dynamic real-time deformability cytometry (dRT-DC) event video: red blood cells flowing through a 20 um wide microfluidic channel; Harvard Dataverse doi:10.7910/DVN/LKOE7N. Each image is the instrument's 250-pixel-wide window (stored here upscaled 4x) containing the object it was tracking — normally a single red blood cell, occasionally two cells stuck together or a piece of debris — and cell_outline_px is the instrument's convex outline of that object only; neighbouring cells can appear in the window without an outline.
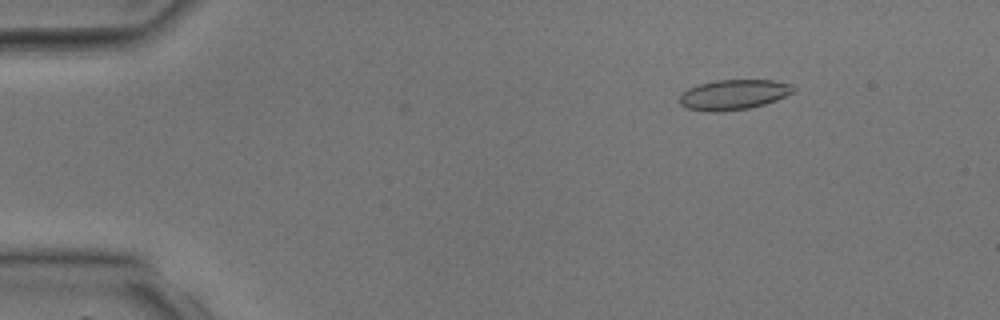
{"species": "common noctule bat (a hibernating species)", "species_latin": "Nyctalus noctula", "temperature_condition": "room temperature", "stored_images_in_passage": 40, "camera_frame_rate_fps": 3000, "um_per_image_px": 0.085, "animal": {"sex": "male", "body_mass_g": 17.9, "forearm_length_mm": 54.2}, "frame": {"image": 1, "passage_image": 6, "time_ms": 1.667, "image_size_px": [1000, 320], "cell_outline_px": [[796, 88], [792, 92], [776, 100], [764, 104], [748, 108], [716, 112], [708, 112], [684, 108], [680, 104], [680, 96], [688, 88], [700, 84], [716, 80], [772, 80], [792, 84]], "centroid_in_image_um": [62.34, 8.05], "position_along_channel_um": 22.7, "area_um2": 19.88}}
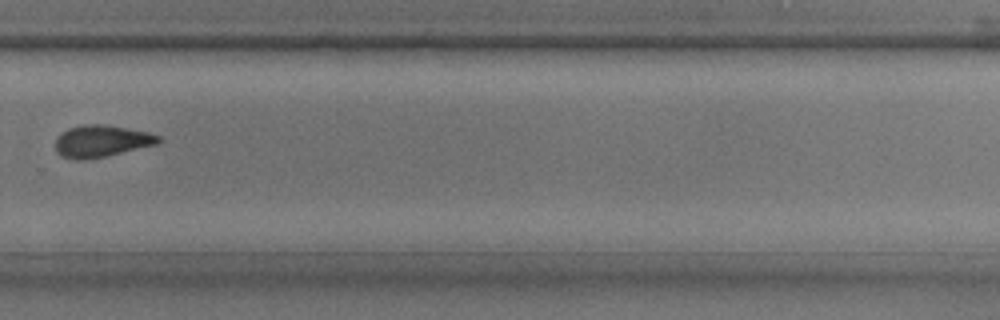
{"frame": {"image": 2, "passage_image": 28, "time_ms": 9.0, "image_size_px": [1000, 320], "cell_outline_px": [[160, 140], [156, 144], [104, 156], [84, 160], [76, 160], [60, 156], [56, 152], [56, 136], [68, 128], [84, 124], [104, 124], [148, 132], [160, 136]], "centroid_in_image_um": [8.56, 11.99], "position_along_channel_um": 321.2, "area_um2": 19.02}}
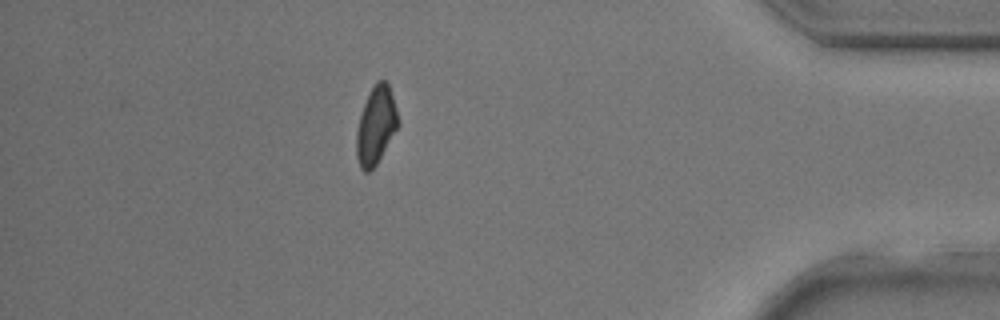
{"frame": {"image": 3, "passage_image": 35, "time_ms": 11.333, "image_size_px": [1000, 320], "cell_outline_px": [[400, 124], [376, 164], [368, 172], [364, 172], [360, 168], [356, 156], [356, 132], [360, 116], [364, 104], [376, 80], [384, 80], [388, 84], [396, 108]], "centroid_in_image_um": [31.95, 10.68], "position_along_channel_um": 403.3, "area_um2": 18.61}}